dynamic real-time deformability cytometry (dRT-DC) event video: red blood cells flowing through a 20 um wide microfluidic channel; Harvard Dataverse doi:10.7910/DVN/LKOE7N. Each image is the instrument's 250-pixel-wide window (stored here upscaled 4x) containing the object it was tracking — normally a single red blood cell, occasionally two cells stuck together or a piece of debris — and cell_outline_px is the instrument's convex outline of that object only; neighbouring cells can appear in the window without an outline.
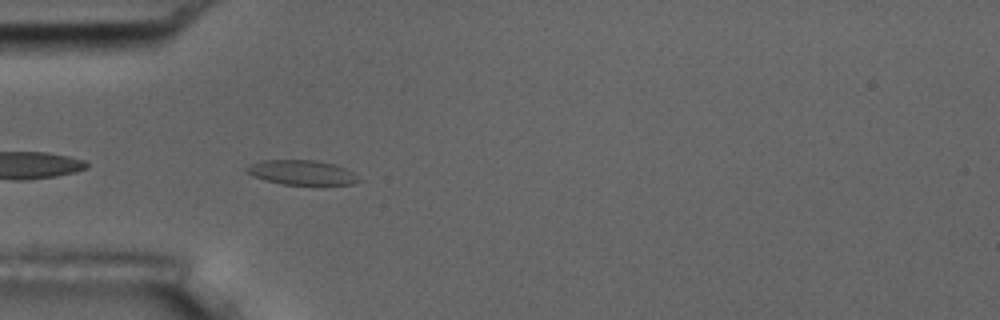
{"species": "common noctule bat (a hibernating species)", "species_latin": "Nyctalus noctula", "temperature_condition": "room temperature", "stored_images_in_passage": 4, "camera_frame_rate_fps": 3000, "um_per_image_px": 0.085, "animal": {"sex": "male", "body_mass_g": 17.5, "forearm_length_mm": 52.3}, "frame": {"image": 1, "passage_image": 4, "time_ms": 3.667, "image_size_px": [1000, 320], "cell_outline_px": [[364, 180], [352, 184], [320, 188], [284, 184], [264, 180], [252, 176], [244, 168], [248, 164], [264, 160], [316, 160], [336, 164], [352, 172]], "centroid_in_image_um": [25.73, 14.71], "position_along_channel_um": 59.3, "area_um2": 17.11}}